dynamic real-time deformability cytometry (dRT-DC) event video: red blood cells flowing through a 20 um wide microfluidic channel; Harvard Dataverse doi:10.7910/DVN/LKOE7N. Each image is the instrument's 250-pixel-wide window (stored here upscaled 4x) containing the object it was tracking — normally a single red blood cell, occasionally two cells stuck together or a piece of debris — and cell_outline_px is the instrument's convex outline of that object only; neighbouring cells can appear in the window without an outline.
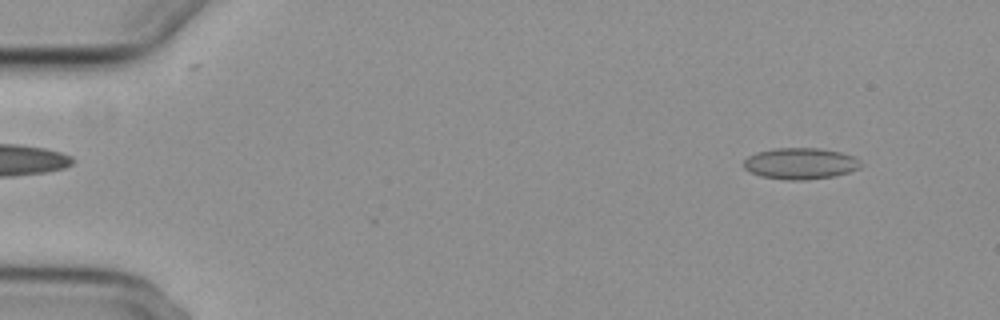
{"species": "common noctule bat (a hibernating species)", "species_latin": "Nyctalus noctula", "temperature_condition": "cold", "stored_images_in_passage": 55, "camera_frame_rate_fps": 3000, "um_per_image_px": 0.085, "animal": {"sex": "female", "body_mass_g": 29.2, "forearm_length_mm": 56.3}, "frame": {"image": 1, "passage_image": 5, "time_ms": 1.333, "image_size_px": [1000, 320], "cell_outline_px": [[864, 164], [860, 168], [848, 172], [832, 176], [804, 180], [792, 180], [760, 176], [744, 168], [744, 160], [748, 156], [756, 152], [776, 148], [820, 148], [840, 152], [856, 156]], "centroid_in_image_um": [68.07, 13.89], "position_along_channel_um": 16.9, "area_um2": 21.39}}
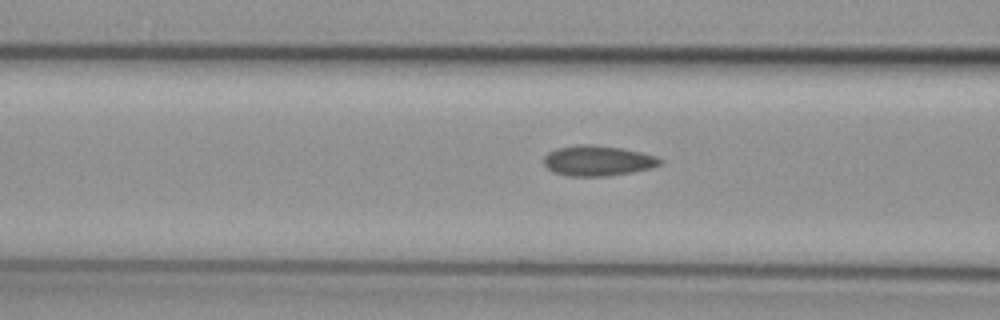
{"frame": {"image": 2, "passage_image": 22, "time_ms": 7.0, "image_size_px": [1000, 320], "cell_outline_px": [[664, 164], [652, 168], [632, 172], [608, 176], [568, 176], [552, 172], [544, 164], [544, 156], [548, 152], [556, 148], [576, 144], [592, 144], [624, 148], [656, 156], [664, 160]], "centroid_in_image_um": [50.83, 13.65], "position_along_channel_um": 115.8, "area_um2": 20.92}}
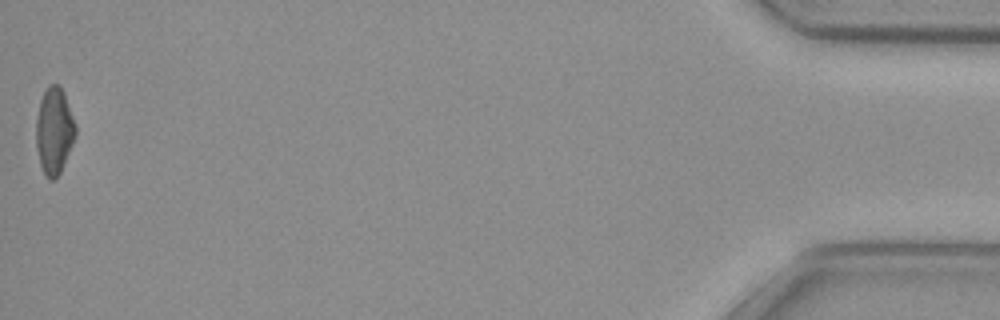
{"frame": {"image": 3, "passage_image": 55, "time_ms": 18.0, "image_size_px": [1000, 320], "cell_outline_px": [[76, 132], [72, 144], [60, 172], [52, 180], [48, 180], [44, 176], [40, 164], [36, 148], [36, 120], [40, 100], [48, 84], [60, 84], [64, 92], [76, 128]], "centroid_in_image_um": [4.58, 11.11], "position_along_channel_um": 430.6, "area_um2": 19.77}, "authors_computed_cell_mechanics": {"area_um2": 20.0566, "velocity_mm_per_s": 3.7492, "shape_relaxation_time_tau1_ms": null, "shape_relaxation_time_tau2_ms": 2.4035, "deformation_change_tau1": null, "deformation_change_tau2": 0.0786}}